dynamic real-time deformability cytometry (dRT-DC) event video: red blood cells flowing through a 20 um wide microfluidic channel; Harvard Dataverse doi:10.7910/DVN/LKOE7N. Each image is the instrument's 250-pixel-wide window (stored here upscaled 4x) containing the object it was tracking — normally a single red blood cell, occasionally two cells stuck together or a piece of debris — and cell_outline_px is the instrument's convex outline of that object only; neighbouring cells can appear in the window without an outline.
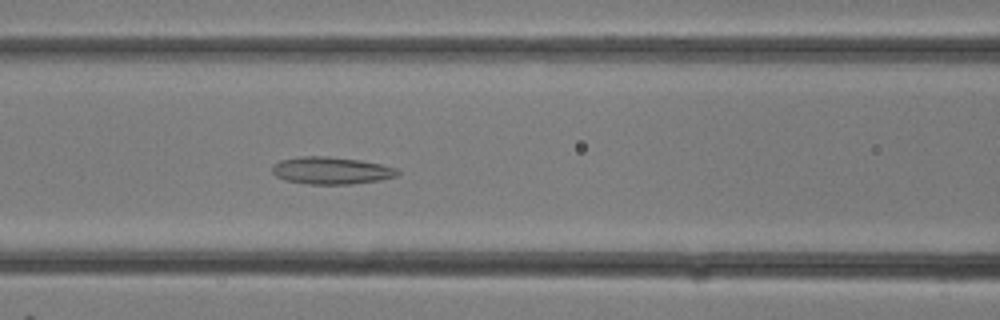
{"species": "common noctule bat (a hibernating species)", "species_latin": "Nyctalus noctula", "temperature_condition": "room temperature", "stored_images_in_passage": 12, "camera_frame_rate_fps": 3000, "um_per_image_px": 0.085, "animal": {"sex": "female"}, "frame": {"image": 1, "passage_image": 12, "time_ms": 3.667, "image_size_px": [1000, 320], "cell_outline_px": [[400, 172], [396, 176], [380, 180], [348, 184], [308, 184], [284, 180], [276, 176], [272, 172], [272, 164], [280, 160], [300, 156], [328, 156], [360, 160], [380, 164], [396, 168]], "centroid_in_image_um": [28.11, 14.49], "position_along_channel_um": 138.5, "area_um2": 19.94}}